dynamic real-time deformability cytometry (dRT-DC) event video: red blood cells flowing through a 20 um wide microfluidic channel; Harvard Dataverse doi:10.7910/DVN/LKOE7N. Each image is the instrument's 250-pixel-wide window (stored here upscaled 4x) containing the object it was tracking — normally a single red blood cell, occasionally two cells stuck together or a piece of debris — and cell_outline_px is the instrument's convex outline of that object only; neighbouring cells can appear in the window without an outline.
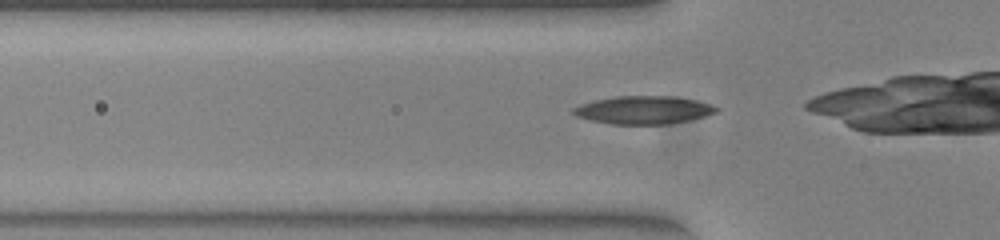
{"species": "common noctule bat (a hibernating species)", "species_latin": "Nyctalus noctula", "temperature_condition": "warm", "stored_images_in_passage": 36, "camera_frame_rate_fps": 3000, "um_per_image_px": 0.085, "animal": {"sex": "female", "body_mass_g": 23.0, "forearm_length_mm": 53.4}, "frame": {"image": 1, "passage_image": 2, "time_ms": 0.333, "image_size_px": [1000, 240], "cell_outline_px": [[720, 108], [716, 112], [704, 116], [688, 120], [668, 124], [612, 124], [592, 120], [576, 116], [572, 112], [572, 108], [580, 104], [596, 100], [616, 96], [676, 96], [696, 100]], "centroid_in_image_um": [54.69, 9.34], "position_along_channel_um": 71.1, "area_um2": 23.18}}
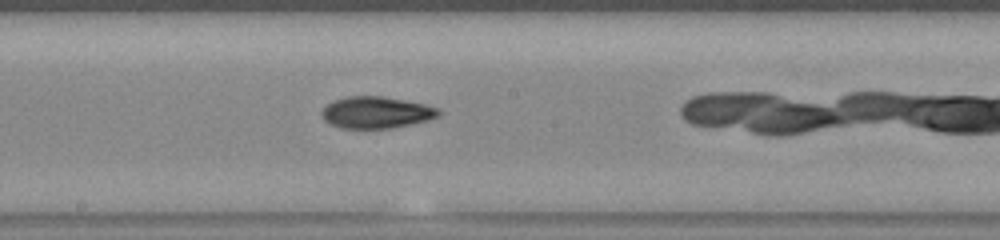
{"frame": {"image": 2, "passage_image": 13, "time_ms": 4.0, "image_size_px": [1000, 240], "cell_outline_px": [[440, 116], [428, 120], [412, 124], [392, 128], [340, 128], [324, 120], [320, 116], [320, 112], [332, 100], [348, 96], [384, 96], [424, 104], [440, 108]], "centroid_in_image_um": [31.98, 9.55], "position_along_channel_um": 216.2, "area_um2": 21.73}}
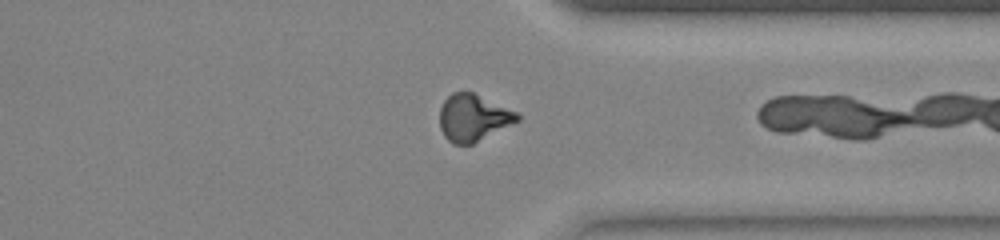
{"frame": {"image": 3, "passage_image": 25, "time_ms": 8.0, "image_size_px": [1000, 240], "cell_outline_px": [[520, 120], [472, 144], [452, 144], [444, 136], [440, 128], [440, 108], [444, 100], [452, 92], [472, 92], [520, 112]], "centroid_in_image_um": [40.24, 10.0], "position_along_channel_um": 371.2, "area_um2": 21.27}}